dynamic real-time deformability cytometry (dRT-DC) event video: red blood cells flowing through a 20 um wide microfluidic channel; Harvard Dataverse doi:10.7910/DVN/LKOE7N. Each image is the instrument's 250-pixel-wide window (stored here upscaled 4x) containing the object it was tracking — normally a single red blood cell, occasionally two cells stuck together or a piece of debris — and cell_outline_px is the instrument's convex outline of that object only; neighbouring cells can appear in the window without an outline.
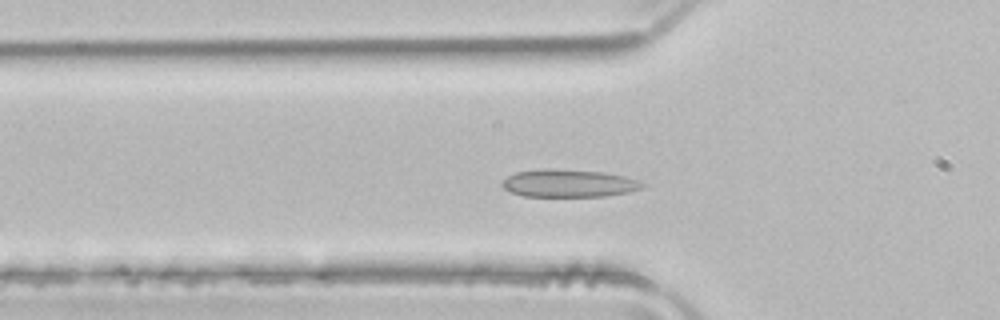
{"species": "common noctule bat (a hibernating species)", "species_latin": "Nyctalus noctula", "temperature_condition": "room temperature", "stored_images_in_passage": 48, "camera_frame_rate_fps": 3000, "um_per_image_px": 0.085, "animal": {"sex": "male", "body_mass_g": 21.5, "forearm_length_mm": 52.0}, "frame": {"image": 1, "passage_image": 14, "time_ms": 4.333, "image_size_px": [1000, 320], "cell_outline_px": [[648, 184], [644, 188], [628, 192], [604, 196], [524, 196], [512, 192], [504, 188], [500, 184], [508, 176], [516, 172], [544, 168], [552, 168], [600, 172], [624, 176]], "centroid_in_image_um": [48.35, 15.57], "position_along_channel_um": 77.4, "area_um2": 22.54}}
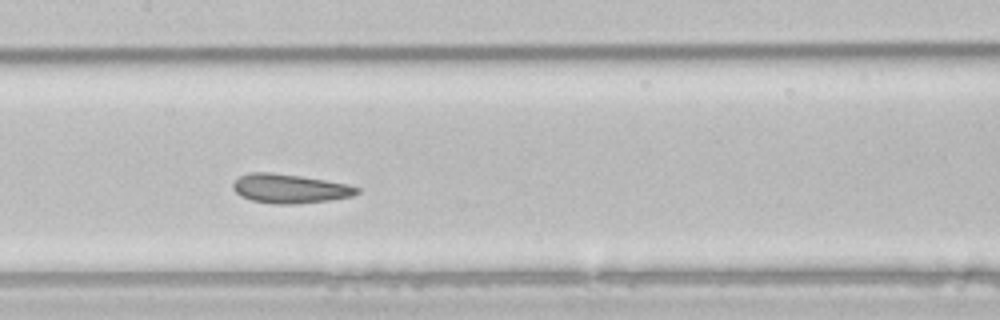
{"frame": {"image": 2, "passage_image": 22, "time_ms": 7.0, "image_size_px": [1000, 320], "cell_outline_px": [[360, 192], [352, 196], [328, 200], [296, 204], [272, 204], [252, 200], [240, 196], [232, 188], [232, 184], [240, 176], [248, 172], [272, 172], [300, 176], [348, 184], [360, 188]], "centroid_in_image_um": [24.61, 16.03], "position_along_channel_um": 182.8, "area_um2": 21.04}}
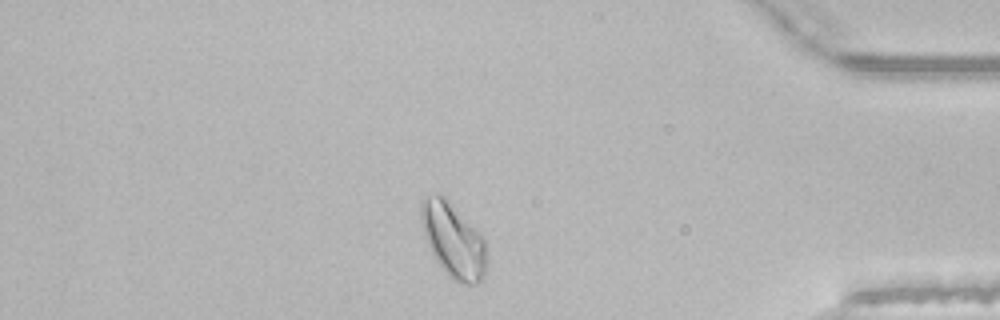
{"frame": {"image": 3, "passage_image": 41, "time_ms": 13.333, "image_size_px": [1000, 320], "cell_outline_px": [[488, 260], [484, 276], [476, 284], [460, 284], [452, 280], [448, 276], [436, 260], [428, 244], [424, 232], [420, 216], [420, 208], [424, 196], [444, 196], [448, 200], [484, 240]], "centroid_in_image_um": [38.53, 20.49], "position_along_channel_um": 396.7, "area_um2": 27.92}, "authors_computed_cell_mechanics": {"area_um2": 23.12, "velocity_mm_per_s": 3.929, "shape_relaxation_time_tau1_ms": 5.3079, "shape_relaxation_time_tau2_ms": 1.346, "deformation_change_tau1": 0.0996, "deformation_change_tau2": 0.0624}}